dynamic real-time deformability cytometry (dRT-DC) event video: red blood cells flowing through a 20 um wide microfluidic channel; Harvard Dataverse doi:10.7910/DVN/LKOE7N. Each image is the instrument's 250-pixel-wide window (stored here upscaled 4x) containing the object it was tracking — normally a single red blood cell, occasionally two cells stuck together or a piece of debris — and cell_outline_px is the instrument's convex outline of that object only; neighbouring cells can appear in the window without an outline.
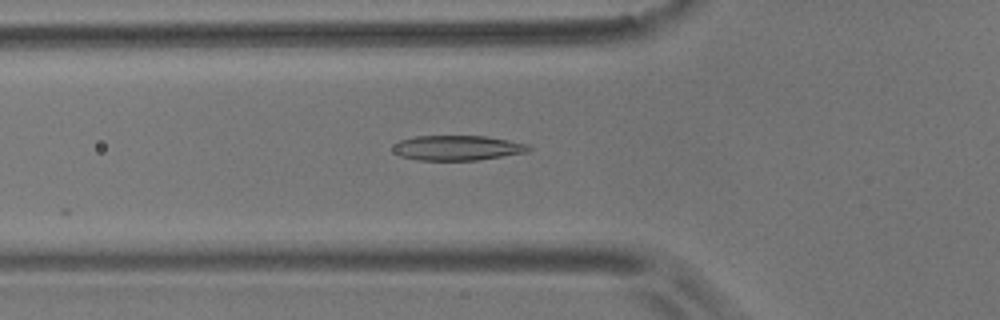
{"species": "common noctule bat (a hibernating species)", "species_latin": "Nyctalus noctula", "temperature_condition": "room temperature", "stored_images_in_passage": 13, "camera_frame_rate_fps": 3000, "um_per_image_px": 0.085, "animal": {"sex": "male", "body_mass_g": 17.9}, "frame": {"image": 1, "passage_image": 6, "time_ms": 1.667, "image_size_px": [1000, 320], "cell_outline_px": [[532, 148], [528, 152], [476, 160], [416, 160], [400, 156], [392, 152], [392, 148], [400, 140], [416, 136], [484, 136], [508, 140], [528, 144]], "centroid_in_image_um": [38.86, 12.57], "position_along_channel_um": 86.9, "area_um2": 19.71}}
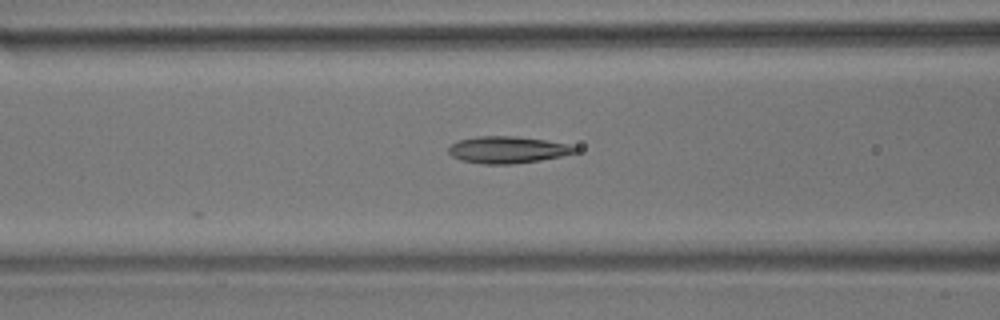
{"frame": {"image": 2, "passage_image": 9, "time_ms": 2.667, "image_size_px": [1000, 320], "cell_outline_px": [[580, 148], [576, 152], [560, 156], [540, 160], [512, 164], [484, 164], [460, 160], [452, 156], [448, 152], [448, 148], [452, 144], [460, 140], [476, 136], [516, 136], [544, 140], [568, 144]], "centroid_in_image_um": [43.13, 12.73], "position_along_channel_um": 123.5, "area_um2": 19.71}}
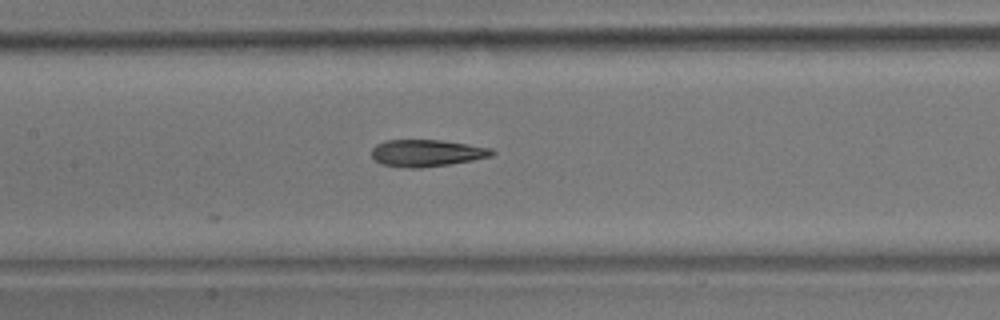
{"frame": {"image": 3, "passage_image": 13, "time_ms": 4.0, "image_size_px": [1000, 320], "cell_outline_px": [[496, 152], [492, 156], [472, 160], [448, 164], [420, 168], [408, 168], [380, 164], [372, 156], [372, 148], [376, 144], [384, 140], [440, 140], [468, 144], [492, 148]], "centroid_in_image_um": [36.26, 13.0], "position_along_channel_um": 171.1, "area_um2": 18.9}}